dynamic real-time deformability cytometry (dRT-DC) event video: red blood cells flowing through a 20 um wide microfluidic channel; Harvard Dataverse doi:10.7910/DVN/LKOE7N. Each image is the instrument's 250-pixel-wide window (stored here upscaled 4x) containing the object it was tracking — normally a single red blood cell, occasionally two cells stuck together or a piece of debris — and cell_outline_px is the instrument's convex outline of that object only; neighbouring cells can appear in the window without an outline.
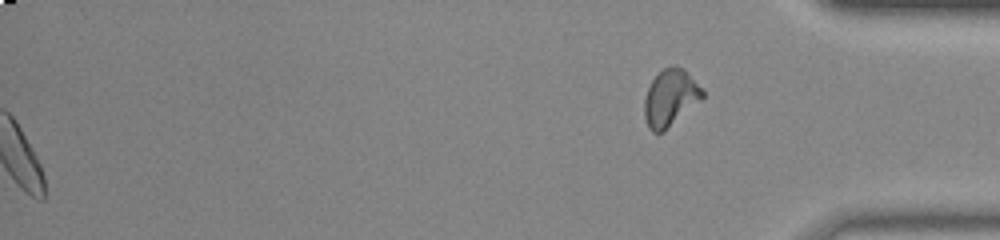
{"species": "common noctule bat (a hibernating species)", "species_latin": "Nyctalus noctula", "temperature_condition": "room temperature", "stored_images_in_passage": 50, "segment_of_instrument_passage": [2, 2], "camera_frame_rate_fps": 3000, "um_per_image_px": 0.085, "animal": {"sex": "male", "body_mass_g": 20.0, "forearm_length_mm": 53.3}, "frame": {"image": 1, "passage_image": 50, "time_ms": 16.333, "image_size_px": [1000, 240], "cell_outline_px": [[704, 96], [700, 100], [664, 132], [652, 132], [648, 128], [644, 116], [644, 100], [648, 88], [652, 80], [664, 68], [672, 64], [676, 64], [684, 68], [704, 88]], "centroid_in_image_um": [56.99, 8.29], "position_along_channel_um": 378.2, "area_um2": 19.42}}